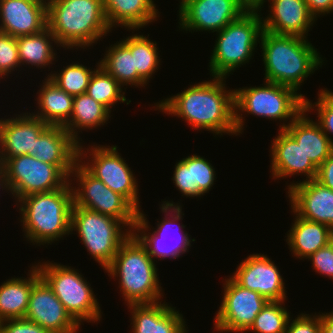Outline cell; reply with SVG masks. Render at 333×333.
<instances>
[{
    "mask_svg": "<svg viewBox=\"0 0 333 333\" xmlns=\"http://www.w3.org/2000/svg\"><path fill=\"white\" fill-rule=\"evenodd\" d=\"M227 78L212 76L209 81L191 85L184 91L155 103V110L182 118L194 130L216 135L237 136L234 89L227 90Z\"/></svg>",
    "mask_w": 333,
    "mask_h": 333,
    "instance_id": "cell-1",
    "label": "cell"
},
{
    "mask_svg": "<svg viewBox=\"0 0 333 333\" xmlns=\"http://www.w3.org/2000/svg\"><path fill=\"white\" fill-rule=\"evenodd\" d=\"M259 46L265 81L290 87L296 92L324 63L317 48L301 36L275 34L263 29Z\"/></svg>",
    "mask_w": 333,
    "mask_h": 333,
    "instance_id": "cell-2",
    "label": "cell"
},
{
    "mask_svg": "<svg viewBox=\"0 0 333 333\" xmlns=\"http://www.w3.org/2000/svg\"><path fill=\"white\" fill-rule=\"evenodd\" d=\"M47 28L64 50L87 49L112 31L103 0H47Z\"/></svg>",
    "mask_w": 333,
    "mask_h": 333,
    "instance_id": "cell-3",
    "label": "cell"
},
{
    "mask_svg": "<svg viewBox=\"0 0 333 333\" xmlns=\"http://www.w3.org/2000/svg\"><path fill=\"white\" fill-rule=\"evenodd\" d=\"M71 185L68 181L55 191L30 194L16 201L24 235L30 243L49 245L71 234Z\"/></svg>",
    "mask_w": 333,
    "mask_h": 333,
    "instance_id": "cell-4",
    "label": "cell"
},
{
    "mask_svg": "<svg viewBox=\"0 0 333 333\" xmlns=\"http://www.w3.org/2000/svg\"><path fill=\"white\" fill-rule=\"evenodd\" d=\"M104 271L110 278H119L118 288L126 305L155 303L164 296L155 261L133 234Z\"/></svg>",
    "mask_w": 333,
    "mask_h": 333,
    "instance_id": "cell-5",
    "label": "cell"
},
{
    "mask_svg": "<svg viewBox=\"0 0 333 333\" xmlns=\"http://www.w3.org/2000/svg\"><path fill=\"white\" fill-rule=\"evenodd\" d=\"M306 97L294 89L264 81L262 86L234 89L235 127L237 135L244 131V118L240 112L266 119L279 120L285 129L304 110ZM290 120L287 124V122Z\"/></svg>",
    "mask_w": 333,
    "mask_h": 333,
    "instance_id": "cell-6",
    "label": "cell"
},
{
    "mask_svg": "<svg viewBox=\"0 0 333 333\" xmlns=\"http://www.w3.org/2000/svg\"><path fill=\"white\" fill-rule=\"evenodd\" d=\"M260 14L257 9H248L237 20L216 32L217 39L209 60L211 76L227 78L236 68L249 63L263 31Z\"/></svg>",
    "mask_w": 333,
    "mask_h": 333,
    "instance_id": "cell-7",
    "label": "cell"
},
{
    "mask_svg": "<svg viewBox=\"0 0 333 333\" xmlns=\"http://www.w3.org/2000/svg\"><path fill=\"white\" fill-rule=\"evenodd\" d=\"M39 263L36 267L41 278L79 326L85 321L97 323L101 320L102 312L98 299L89 281L87 282L78 269L50 261Z\"/></svg>",
    "mask_w": 333,
    "mask_h": 333,
    "instance_id": "cell-8",
    "label": "cell"
},
{
    "mask_svg": "<svg viewBox=\"0 0 333 333\" xmlns=\"http://www.w3.org/2000/svg\"><path fill=\"white\" fill-rule=\"evenodd\" d=\"M122 225V226H121ZM120 220L78 206H72L70 231L78 233L89 255L105 269L119 247L132 235ZM124 228V231H123Z\"/></svg>",
    "mask_w": 333,
    "mask_h": 333,
    "instance_id": "cell-9",
    "label": "cell"
},
{
    "mask_svg": "<svg viewBox=\"0 0 333 333\" xmlns=\"http://www.w3.org/2000/svg\"><path fill=\"white\" fill-rule=\"evenodd\" d=\"M181 203H175L173 201H163L160 205L162 214L164 213L162 221L157 222V228H154L153 233L148 232L151 230L149 227V223L146 215L143 213V210L139 211V216L134 225L132 234L140 241V243L146 248L150 257L156 261L155 259L164 260L169 257V259H178L179 257H183L181 255L189 252V248L191 247V242L196 241L194 238L191 239L188 232L182 230L185 228V225H181L177 221L183 220L182 216L184 213L182 212ZM166 213V214H165ZM183 213V214H182ZM178 223V224H177ZM177 225L176 230L173 227ZM150 229V230H149ZM173 231H176L177 233ZM180 231V232H179ZM179 235H175V234ZM169 234H174L176 238L173 239L175 242H171L169 240ZM169 236V237H167ZM173 236V235H172ZM190 237V238H189ZM172 239V238H171ZM169 240V242L167 241Z\"/></svg>",
    "mask_w": 333,
    "mask_h": 333,
    "instance_id": "cell-10",
    "label": "cell"
},
{
    "mask_svg": "<svg viewBox=\"0 0 333 333\" xmlns=\"http://www.w3.org/2000/svg\"><path fill=\"white\" fill-rule=\"evenodd\" d=\"M77 180L78 187L71 186L73 206L86 208L122 221L133 231L139 211L122 195L112 191L100 179L93 176L78 160L69 176ZM76 177V178H75ZM79 182V183H78Z\"/></svg>",
    "mask_w": 333,
    "mask_h": 333,
    "instance_id": "cell-11",
    "label": "cell"
},
{
    "mask_svg": "<svg viewBox=\"0 0 333 333\" xmlns=\"http://www.w3.org/2000/svg\"><path fill=\"white\" fill-rule=\"evenodd\" d=\"M83 147L81 143L78 146L80 163L108 188L124 196L138 211H141L138 181L133 170L119 154L118 147L116 145L97 146V144L88 148Z\"/></svg>",
    "mask_w": 333,
    "mask_h": 333,
    "instance_id": "cell-12",
    "label": "cell"
},
{
    "mask_svg": "<svg viewBox=\"0 0 333 333\" xmlns=\"http://www.w3.org/2000/svg\"><path fill=\"white\" fill-rule=\"evenodd\" d=\"M3 167L8 191L15 201L30 194L55 191L69 181L55 165L27 154L8 158Z\"/></svg>",
    "mask_w": 333,
    "mask_h": 333,
    "instance_id": "cell-13",
    "label": "cell"
},
{
    "mask_svg": "<svg viewBox=\"0 0 333 333\" xmlns=\"http://www.w3.org/2000/svg\"><path fill=\"white\" fill-rule=\"evenodd\" d=\"M224 295L214 318L216 332H246L269 302L256 291L240 286L231 276L223 283Z\"/></svg>",
    "mask_w": 333,
    "mask_h": 333,
    "instance_id": "cell-14",
    "label": "cell"
},
{
    "mask_svg": "<svg viewBox=\"0 0 333 333\" xmlns=\"http://www.w3.org/2000/svg\"><path fill=\"white\" fill-rule=\"evenodd\" d=\"M179 29L185 31H221L249 8L241 0H181Z\"/></svg>",
    "mask_w": 333,
    "mask_h": 333,
    "instance_id": "cell-15",
    "label": "cell"
},
{
    "mask_svg": "<svg viewBox=\"0 0 333 333\" xmlns=\"http://www.w3.org/2000/svg\"><path fill=\"white\" fill-rule=\"evenodd\" d=\"M278 266L261 253L245 258L231 277L242 287L256 291L268 301H286V287Z\"/></svg>",
    "mask_w": 333,
    "mask_h": 333,
    "instance_id": "cell-16",
    "label": "cell"
},
{
    "mask_svg": "<svg viewBox=\"0 0 333 333\" xmlns=\"http://www.w3.org/2000/svg\"><path fill=\"white\" fill-rule=\"evenodd\" d=\"M24 318L49 333H77L81 328L42 278L32 287Z\"/></svg>",
    "mask_w": 333,
    "mask_h": 333,
    "instance_id": "cell-17",
    "label": "cell"
},
{
    "mask_svg": "<svg viewBox=\"0 0 333 333\" xmlns=\"http://www.w3.org/2000/svg\"><path fill=\"white\" fill-rule=\"evenodd\" d=\"M0 119V163L19 155L35 157L37 137L49 126L32 113Z\"/></svg>",
    "mask_w": 333,
    "mask_h": 333,
    "instance_id": "cell-18",
    "label": "cell"
},
{
    "mask_svg": "<svg viewBox=\"0 0 333 333\" xmlns=\"http://www.w3.org/2000/svg\"><path fill=\"white\" fill-rule=\"evenodd\" d=\"M293 214L329 226L333 230V190L318 181H298L288 186Z\"/></svg>",
    "mask_w": 333,
    "mask_h": 333,
    "instance_id": "cell-19",
    "label": "cell"
},
{
    "mask_svg": "<svg viewBox=\"0 0 333 333\" xmlns=\"http://www.w3.org/2000/svg\"><path fill=\"white\" fill-rule=\"evenodd\" d=\"M0 32L13 37L47 28V0H0Z\"/></svg>",
    "mask_w": 333,
    "mask_h": 333,
    "instance_id": "cell-20",
    "label": "cell"
},
{
    "mask_svg": "<svg viewBox=\"0 0 333 333\" xmlns=\"http://www.w3.org/2000/svg\"><path fill=\"white\" fill-rule=\"evenodd\" d=\"M265 2L270 3V10L265 18L262 17L264 30L307 38L316 19L309 12L305 0H265L257 8L259 12Z\"/></svg>",
    "mask_w": 333,
    "mask_h": 333,
    "instance_id": "cell-21",
    "label": "cell"
},
{
    "mask_svg": "<svg viewBox=\"0 0 333 333\" xmlns=\"http://www.w3.org/2000/svg\"><path fill=\"white\" fill-rule=\"evenodd\" d=\"M271 143L270 173L272 172V179H284L296 174L306 176L303 181L316 179L318 168L284 129L279 130L277 137Z\"/></svg>",
    "mask_w": 333,
    "mask_h": 333,
    "instance_id": "cell-22",
    "label": "cell"
},
{
    "mask_svg": "<svg viewBox=\"0 0 333 333\" xmlns=\"http://www.w3.org/2000/svg\"><path fill=\"white\" fill-rule=\"evenodd\" d=\"M132 333H188L183 315L166 301L127 305Z\"/></svg>",
    "mask_w": 333,
    "mask_h": 333,
    "instance_id": "cell-23",
    "label": "cell"
},
{
    "mask_svg": "<svg viewBox=\"0 0 333 333\" xmlns=\"http://www.w3.org/2000/svg\"><path fill=\"white\" fill-rule=\"evenodd\" d=\"M78 146L63 126L49 125L36 139L35 158L55 165L69 179L78 161Z\"/></svg>",
    "mask_w": 333,
    "mask_h": 333,
    "instance_id": "cell-24",
    "label": "cell"
},
{
    "mask_svg": "<svg viewBox=\"0 0 333 333\" xmlns=\"http://www.w3.org/2000/svg\"><path fill=\"white\" fill-rule=\"evenodd\" d=\"M210 162L193 154L175 164L172 180L182 196L200 198L212 189L216 171Z\"/></svg>",
    "mask_w": 333,
    "mask_h": 333,
    "instance_id": "cell-25",
    "label": "cell"
},
{
    "mask_svg": "<svg viewBox=\"0 0 333 333\" xmlns=\"http://www.w3.org/2000/svg\"><path fill=\"white\" fill-rule=\"evenodd\" d=\"M103 7L111 30L119 25L130 31L139 30L160 16L153 0H103Z\"/></svg>",
    "mask_w": 333,
    "mask_h": 333,
    "instance_id": "cell-26",
    "label": "cell"
},
{
    "mask_svg": "<svg viewBox=\"0 0 333 333\" xmlns=\"http://www.w3.org/2000/svg\"><path fill=\"white\" fill-rule=\"evenodd\" d=\"M306 115L307 112L304 109L284 130L318 168L333 153V143L319 124Z\"/></svg>",
    "mask_w": 333,
    "mask_h": 333,
    "instance_id": "cell-27",
    "label": "cell"
},
{
    "mask_svg": "<svg viewBox=\"0 0 333 333\" xmlns=\"http://www.w3.org/2000/svg\"><path fill=\"white\" fill-rule=\"evenodd\" d=\"M286 242L294 257L307 259L333 240V230L322 223L295 216Z\"/></svg>",
    "mask_w": 333,
    "mask_h": 333,
    "instance_id": "cell-28",
    "label": "cell"
},
{
    "mask_svg": "<svg viewBox=\"0 0 333 333\" xmlns=\"http://www.w3.org/2000/svg\"><path fill=\"white\" fill-rule=\"evenodd\" d=\"M28 271L29 277H13L0 285V321L25 317L32 287L41 278L36 265Z\"/></svg>",
    "mask_w": 333,
    "mask_h": 333,
    "instance_id": "cell-29",
    "label": "cell"
},
{
    "mask_svg": "<svg viewBox=\"0 0 333 333\" xmlns=\"http://www.w3.org/2000/svg\"><path fill=\"white\" fill-rule=\"evenodd\" d=\"M43 81L39 92L36 93L39 110L32 114L48 125L64 126L70 119L74 97L62 90L48 76Z\"/></svg>",
    "mask_w": 333,
    "mask_h": 333,
    "instance_id": "cell-30",
    "label": "cell"
},
{
    "mask_svg": "<svg viewBox=\"0 0 333 333\" xmlns=\"http://www.w3.org/2000/svg\"><path fill=\"white\" fill-rule=\"evenodd\" d=\"M111 112L101 103L95 101L88 94L83 93L73 98L72 113L69 121L63 126L69 134L80 144L79 132L101 127L111 117ZM78 130V131H77Z\"/></svg>",
    "mask_w": 333,
    "mask_h": 333,
    "instance_id": "cell-31",
    "label": "cell"
},
{
    "mask_svg": "<svg viewBox=\"0 0 333 333\" xmlns=\"http://www.w3.org/2000/svg\"><path fill=\"white\" fill-rule=\"evenodd\" d=\"M16 41L21 66L29 65L44 69L54 64L57 52L53 46L56 44L59 47V45L48 28L37 34L18 36Z\"/></svg>",
    "mask_w": 333,
    "mask_h": 333,
    "instance_id": "cell-32",
    "label": "cell"
},
{
    "mask_svg": "<svg viewBox=\"0 0 333 333\" xmlns=\"http://www.w3.org/2000/svg\"><path fill=\"white\" fill-rule=\"evenodd\" d=\"M112 45L106 49L104 57L99 62L100 66L123 87L126 85L145 87L148 83L134 68V55L131 51L121 41Z\"/></svg>",
    "mask_w": 333,
    "mask_h": 333,
    "instance_id": "cell-33",
    "label": "cell"
},
{
    "mask_svg": "<svg viewBox=\"0 0 333 333\" xmlns=\"http://www.w3.org/2000/svg\"><path fill=\"white\" fill-rule=\"evenodd\" d=\"M121 42L134 55V68L137 73L147 82L152 79V75L159 69L160 56L157 43L143 34H131L126 36Z\"/></svg>",
    "mask_w": 333,
    "mask_h": 333,
    "instance_id": "cell-34",
    "label": "cell"
},
{
    "mask_svg": "<svg viewBox=\"0 0 333 333\" xmlns=\"http://www.w3.org/2000/svg\"><path fill=\"white\" fill-rule=\"evenodd\" d=\"M123 88L113 76L99 66L91 76L86 94L112 112V107H115L117 102L126 103V105L131 102L124 95Z\"/></svg>",
    "mask_w": 333,
    "mask_h": 333,
    "instance_id": "cell-35",
    "label": "cell"
},
{
    "mask_svg": "<svg viewBox=\"0 0 333 333\" xmlns=\"http://www.w3.org/2000/svg\"><path fill=\"white\" fill-rule=\"evenodd\" d=\"M99 66L100 63L98 61L96 68L92 70L82 63L80 64L79 62H72V64L67 65L61 69V72L59 71V73L58 71H54V73L51 71L48 77L67 94L75 97L86 93L91 76Z\"/></svg>",
    "mask_w": 333,
    "mask_h": 333,
    "instance_id": "cell-36",
    "label": "cell"
},
{
    "mask_svg": "<svg viewBox=\"0 0 333 333\" xmlns=\"http://www.w3.org/2000/svg\"><path fill=\"white\" fill-rule=\"evenodd\" d=\"M284 302L285 301H269L258 313L254 323L247 332L285 333L291 313L287 310Z\"/></svg>",
    "mask_w": 333,
    "mask_h": 333,
    "instance_id": "cell-37",
    "label": "cell"
},
{
    "mask_svg": "<svg viewBox=\"0 0 333 333\" xmlns=\"http://www.w3.org/2000/svg\"><path fill=\"white\" fill-rule=\"evenodd\" d=\"M319 91L317 102L313 103L307 98L304 99V109L307 113L312 112V109L317 111V123L323 132L327 135L328 139H330V141L333 143L332 137L329 136L333 134V92L327 88L321 89Z\"/></svg>",
    "mask_w": 333,
    "mask_h": 333,
    "instance_id": "cell-38",
    "label": "cell"
},
{
    "mask_svg": "<svg viewBox=\"0 0 333 333\" xmlns=\"http://www.w3.org/2000/svg\"><path fill=\"white\" fill-rule=\"evenodd\" d=\"M20 66L16 37L0 32V79L8 77Z\"/></svg>",
    "mask_w": 333,
    "mask_h": 333,
    "instance_id": "cell-39",
    "label": "cell"
},
{
    "mask_svg": "<svg viewBox=\"0 0 333 333\" xmlns=\"http://www.w3.org/2000/svg\"><path fill=\"white\" fill-rule=\"evenodd\" d=\"M318 314L305 312L297 315L295 319L290 316L285 333H321V314L320 312Z\"/></svg>",
    "mask_w": 333,
    "mask_h": 333,
    "instance_id": "cell-40",
    "label": "cell"
},
{
    "mask_svg": "<svg viewBox=\"0 0 333 333\" xmlns=\"http://www.w3.org/2000/svg\"><path fill=\"white\" fill-rule=\"evenodd\" d=\"M307 259L311 261L312 269L315 272L333 279V240L326 246L318 249Z\"/></svg>",
    "mask_w": 333,
    "mask_h": 333,
    "instance_id": "cell-41",
    "label": "cell"
},
{
    "mask_svg": "<svg viewBox=\"0 0 333 333\" xmlns=\"http://www.w3.org/2000/svg\"><path fill=\"white\" fill-rule=\"evenodd\" d=\"M0 333H49L38 324L25 318L0 321Z\"/></svg>",
    "mask_w": 333,
    "mask_h": 333,
    "instance_id": "cell-42",
    "label": "cell"
},
{
    "mask_svg": "<svg viewBox=\"0 0 333 333\" xmlns=\"http://www.w3.org/2000/svg\"><path fill=\"white\" fill-rule=\"evenodd\" d=\"M315 180L333 190V153L318 167Z\"/></svg>",
    "mask_w": 333,
    "mask_h": 333,
    "instance_id": "cell-43",
    "label": "cell"
},
{
    "mask_svg": "<svg viewBox=\"0 0 333 333\" xmlns=\"http://www.w3.org/2000/svg\"><path fill=\"white\" fill-rule=\"evenodd\" d=\"M308 10L316 19L333 12V0H305Z\"/></svg>",
    "mask_w": 333,
    "mask_h": 333,
    "instance_id": "cell-44",
    "label": "cell"
},
{
    "mask_svg": "<svg viewBox=\"0 0 333 333\" xmlns=\"http://www.w3.org/2000/svg\"><path fill=\"white\" fill-rule=\"evenodd\" d=\"M321 333H333V311L321 313Z\"/></svg>",
    "mask_w": 333,
    "mask_h": 333,
    "instance_id": "cell-45",
    "label": "cell"
},
{
    "mask_svg": "<svg viewBox=\"0 0 333 333\" xmlns=\"http://www.w3.org/2000/svg\"><path fill=\"white\" fill-rule=\"evenodd\" d=\"M249 9H257L265 0H241Z\"/></svg>",
    "mask_w": 333,
    "mask_h": 333,
    "instance_id": "cell-46",
    "label": "cell"
},
{
    "mask_svg": "<svg viewBox=\"0 0 333 333\" xmlns=\"http://www.w3.org/2000/svg\"><path fill=\"white\" fill-rule=\"evenodd\" d=\"M1 188L2 191L6 189L5 191L8 192V188L5 181L4 167L2 163H0V190Z\"/></svg>",
    "mask_w": 333,
    "mask_h": 333,
    "instance_id": "cell-47",
    "label": "cell"
}]
</instances>
